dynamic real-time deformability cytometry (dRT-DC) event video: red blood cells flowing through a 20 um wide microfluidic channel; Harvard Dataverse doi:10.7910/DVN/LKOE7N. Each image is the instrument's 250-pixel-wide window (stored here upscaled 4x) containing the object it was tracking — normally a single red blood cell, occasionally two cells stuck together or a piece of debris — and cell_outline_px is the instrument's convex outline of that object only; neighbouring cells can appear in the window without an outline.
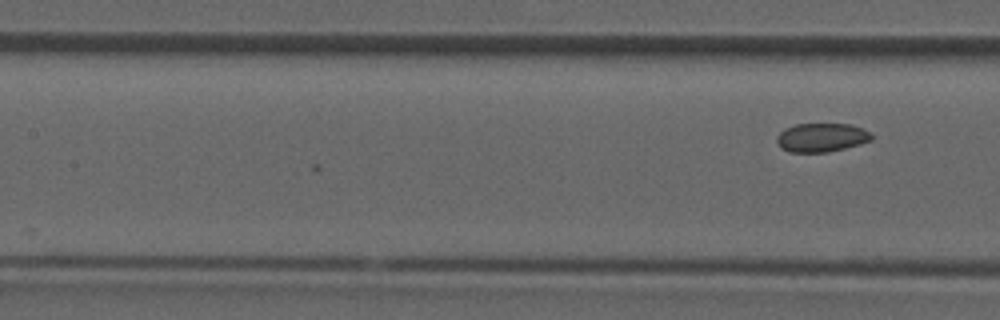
{"species": "common noctule bat (a hibernating species)", "species_latin": "Nyctalus noctula", "temperature_condition": "room temperature", "stored_images_in_passage": 10, "camera_frame_rate_fps": 3000, "um_per_image_px": 0.085, "animal": {"sex": "male", "forearm_length_mm": 52.5}, "frame": {"image": 1, "passage_image": 10, "time_ms": 3.0, "image_size_px": [1000, 320], "cell_outline_px": [[872, 140], [860, 144], [828, 152], [788, 152], [780, 148], [776, 140], [776, 136], [784, 128], [796, 124], [852, 124], [864, 128], [872, 132]], "centroid_in_image_um": [69.83, 11.68], "position_along_channel_um": 137.6, "area_um2": 16.13}}